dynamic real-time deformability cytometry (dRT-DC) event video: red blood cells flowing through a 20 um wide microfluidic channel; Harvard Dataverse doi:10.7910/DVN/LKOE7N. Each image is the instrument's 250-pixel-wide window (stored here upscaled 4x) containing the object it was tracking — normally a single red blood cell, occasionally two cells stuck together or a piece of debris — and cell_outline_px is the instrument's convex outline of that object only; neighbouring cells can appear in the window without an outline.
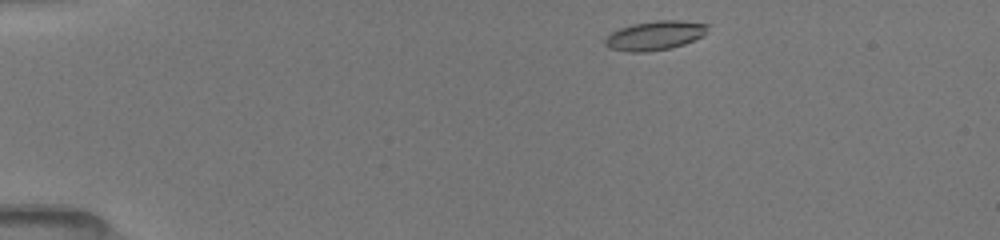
{"species": "common noctule bat (a hibernating species)", "species_latin": "Nyctalus noctula", "temperature_condition": "room temperature", "stored_images_in_passage": 48, "camera_frame_rate_fps": 3000, "um_per_image_px": 0.085, "animal": {"sex": "female", "body_mass_g": 19.5, "forearm_length_mm": 54.1}, "frame": {"image": 1, "passage_image": 1, "time_ms": 0.0, "image_size_px": [1000, 240], "cell_outline_px": [[708, 24], [704, 36], [684, 44], [668, 48], [644, 52], [628, 52], [612, 48], [604, 44], [604, 40], [612, 32], [620, 28], [632, 24], [656, 20], [680, 20]], "centroid_in_image_um": [55.67, 3.01], "position_along_channel_um": 29.3, "area_um2": 17.28}}
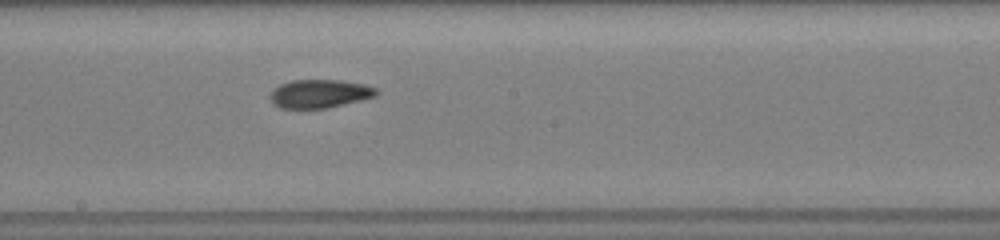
{"frame": {"image": 2, "passage_image": 16, "time_ms": 6.667, "image_size_px": [1000, 240], "cell_outline_px": [[376, 96], [328, 108], [280, 108], [272, 104], [268, 96], [280, 84], [292, 80], [340, 80], [364, 84], [376, 88]], "centroid_in_image_um": [27.13, 7.97], "position_along_channel_um": 221.1, "area_um2": 17.51}}
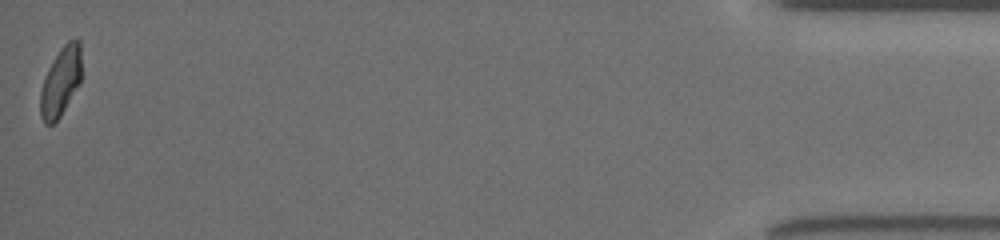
{"frame": {"image": 3, "passage_image": 47, "time_ms": 14.0, "image_size_px": [1000, 240], "cell_outline_px": [[80, 84], [60, 116], [52, 124], [44, 124], [40, 116], [40, 92], [44, 76], [52, 60], [60, 48], [68, 40], [80, 40]], "centroid_in_image_um": [5.13, 6.95], "position_along_channel_um": 430.1, "area_um2": 16.53}, "authors_computed_cell_mechanics": {"area_um2": 17.1088, "velocity_mm_per_s": 4.0178, "shape_relaxation_time_tau1_ms": 8.2697, "shape_relaxation_time_tau2_ms": 1.7294, "deformation_change_tau1": 0.2196, "deformation_change_tau2": 0.07}}